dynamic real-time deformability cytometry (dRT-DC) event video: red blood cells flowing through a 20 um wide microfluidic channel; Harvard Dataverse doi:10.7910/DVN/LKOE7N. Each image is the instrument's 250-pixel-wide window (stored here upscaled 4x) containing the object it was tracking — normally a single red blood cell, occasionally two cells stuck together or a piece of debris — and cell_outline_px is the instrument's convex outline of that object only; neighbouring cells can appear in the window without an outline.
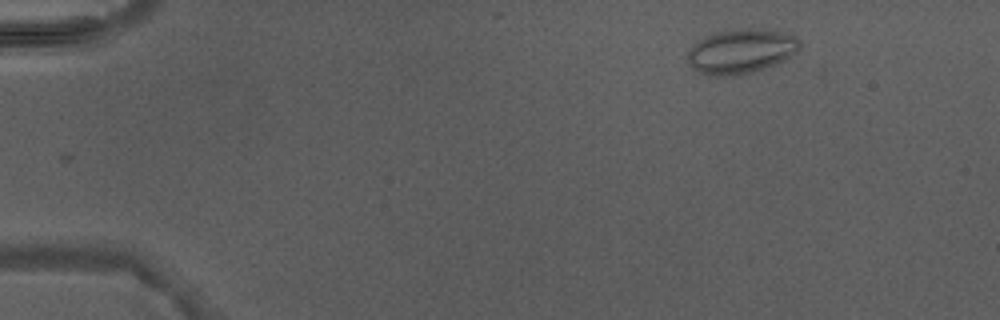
{"species": "Egyptian fruit bat (a non-hibernating species)", "species_latin": "Rousettus aegyptiacus", "temperature_condition": "warm", "stored_images_in_passage": 4, "camera_frame_rate_fps": 3000, "um_per_image_px": 0.085, "animal": {"sex": "male"}, "frame": {"image": 1, "passage_image": 1, "time_ms": 0.0, "image_size_px": [1000, 320], "cell_outline_px": [[800, 48], [784, 60], [776, 64], [752, 72], [724, 76], [708, 76], [692, 68], [688, 64], [688, 52], [704, 36], [716, 32], [732, 28], [792, 32], [800, 40]], "centroid_in_image_um": [63.01, 4.35], "position_along_channel_um": 22.0, "area_um2": 29.02}}